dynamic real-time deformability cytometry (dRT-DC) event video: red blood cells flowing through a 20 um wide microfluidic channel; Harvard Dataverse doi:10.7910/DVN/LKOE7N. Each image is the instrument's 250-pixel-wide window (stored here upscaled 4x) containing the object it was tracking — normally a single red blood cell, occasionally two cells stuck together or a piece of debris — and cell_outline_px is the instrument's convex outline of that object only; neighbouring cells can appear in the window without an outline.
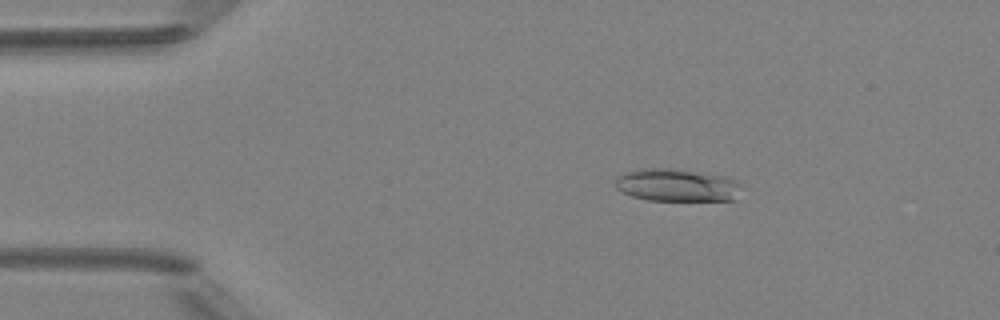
{"species": "Egyptian fruit bat (a non-hibernating species)", "species_latin": "Rousettus aegyptiacus", "temperature_condition": "room temperature", "stored_images_in_passage": 5, "camera_frame_rate_fps": 3000, "um_per_image_px": 0.085, "animal": {"sex": "female"}, "frame": {"image": 1, "passage_image": 3, "time_ms": 2.333, "image_size_px": [1000, 320], "cell_outline_px": [[744, 184], [736, 200], [648, 200], [632, 196], [616, 188], [616, 180], [620, 176], [628, 172], [644, 168], [668, 168], [704, 172], [736, 180]], "centroid_in_image_um": [57.62, 15.74], "position_along_channel_um": 27.4, "area_um2": 23.93}}